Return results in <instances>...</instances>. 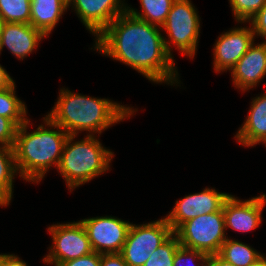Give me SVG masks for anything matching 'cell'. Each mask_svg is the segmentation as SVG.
<instances>
[{
	"mask_svg": "<svg viewBox=\"0 0 266 266\" xmlns=\"http://www.w3.org/2000/svg\"><path fill=\"white\" fill-rule=\"evenodd\" d=\"M95 39L91 49L128 65L150 82L177 87L182 83L175 60L166 50L161 28L127 10Z\"/></svg>",
	"mask_w": 266,
	"mask_h": 266,
	"instance_id": "cell-1",
	"label": "cell"
},
{
	"mask_svg": "<svg viewBox=\"0 0 266 266\" xmlns=\"http://www.w3.org/2000/svg\"><path fill=\"white\" fill-rule=\"evenodd\" d=\"M55 105L47 116L69 135L86 131V136H100L108 128L133 116L138 108L111 99L92 97L60 88Z\"/></svg>",
	"mask_w": 266,
	"mask_h": 266,
	"instance_id": "cell-2",
	"label": "cell"
},
{
	"mask_svg": "<svg viewBox=\"0 0 266 266\" xmlns=\"http://www.w3.org/2000/svg\"><path fill=\"white\" fill-rule=\"evenodd\" d=\"M42 120L43 124L31 132H28L31 123L29 118L20 125L13 146L19 177L35 184L43 180L51 167L58 168L69 136L47 115H44Z\"/></svg>",
	"mask_w": 266,
	"mask_h": 266,
	"instance_id": "cell-3",
	"label": "cell"
},
{
	"mask_svg": "<svg viewBox=\"0 0 266 266\" xmlns=\"http://www.w3.org/2000/svg\"><path fill=\"white\" fill-rule=\"evenodd\" d=\"M99 137L84 135L77 141L76 135L68 136L57 171L70 192L111 171L114 152L104 147Z\"/></svg>",
	"mask_w": 266,
	"mask_h": 266,
	"instance_id": "cell-4",
	"label": "cell"
},
{
	"mask_svg": "<svg viewBox=\"0 0 266 266\" xmlns=\"http://www.w3.org/2000/svg\"><path fill=\"white\" fill-rule=\"evenodd\" d=\"M191 0H175L161 27L167 52L174 58L173 49L189 59L195 57L200 37L201 17ZM167 36V37H165ZM172 46V47H171ZM176 46V47H175Z\"/></svg>",
	"mask_w": 266,
	"mask_h": 266,
	"instance_id": "cell-5",
	"label": "cell"
},
{
	"mask_svg": "<svg viewBox=\"0 0 266 266\" xmlns=\"http://www.w3.org/2000/svg\"><path fill=\"white\" fill-rule=\"evenodd\" d=\"M173 233L181 246L201 251L209 256L218 254L228 238L222 209L190 219Z\"/></svg>",
	"mask_w": 266,
	"mask_h": 266,
	"instance_id": "cell-6",
	"label": "cell"
},
{
	"mask_svg": "<svg viewBox=\"0 0 266 266\" xmlns=\"http://www.w3.org/2000/svg\"><path fill=\"white\" fill-rule=\"evenodd\" d=\"M47 230L53 244L42 259L46 264H59L93 252L87 232L80 220L49 225Z\"/></svg>",
	"mask_w": 266,
	"mask_h": 266,
	"instance_id": "cell-7",
	"label": "cell"
},
{
	"mask_svg": "<svg viewBox=\"0 0 266 266\" xmlns=\"http://www.w3.org/2000/svg\"><path fill=\"white\" fill-rule=\"evenodd\" d=\"M93 252L120 253L126 241L131 222L115 216H96L81 219Z\"/></svg>",
	"mask_w": 266,
	"mask_h": 266,
	"instance_id": "cell-8",
	"label": "cell"
},
{
	"mask_svg": "<svg viewBox=\"0 0 266 266\" xmlns=\"http://www.w3.org/2000/svg\"><path fill=\"white\" fill-rule=\"evenodd\" d=\"M230 195L229 193L218 192L212 187H205L198 193L185 195V197L177 200L165 219L174 232L181 224L190 219L220 211Z\"/></svg>",
	"mask_w": 266,
	"mask_h": 266,
	"instance_id": "cell-9",
	"label": "cell"
},
{
	"mask_svg": "<svg viewBox=\"0 0 266 266\" xmlns=\"http://www.w3.org/2000/svg\"><path fill=\"white\" fill-rule=\"evenodd\" d=\"M255 39L250 25L232 27L221 33L213 45L212 63L215 73L230 72Z\"/></svg>",
	"mask_w": 266,
	"mask_h": 266,
	"instance_id": "cell-10",
	"label": "cell"
},
{
	"mask_svg": "<svg viewBox=\"0 0 266 266\" xmlns=\"http://www.w3.org/2000/svg\"><path fill=\"white\" fill-rule=\"evenodd\" d=\"M125 0H68L86 29L95 38L119 15L126 11Z\"/></svg>",
	"mask_w": 266,
	"mask_h": 266,
	"instance_id": "cell-11",
	"label": "cell"
},
{
	"mask_svg": "<svg viewBox=\"0 0 266 266\" xmlns=\"http://www.w3.org/2000/svg\"><path fill=\"white\" fill-rule=\"evenodd\" d=\"M266 205V194L245 199L230 195L223 205L225 231L247 233L256 230L262 224V212Z\"/></svg>",
	"mask_w": 266,
	"mask_h": 266,
	"instance_id": "cell-12",
	"label": "cell"
},
{
	"mask_svg": "<svg viewBox=\"0 0 266 266\" xmlns=\"http://www.w3.org/2000/svg\"><path fill=\"white\" fill-rule=\"evenodd\" d=\"M230 73L233 86L243 93L258 87L266 78V41L253 43Z\"/></svg>",
	"mask_w": 266,
	"mask_h": 266,
	"instance_id": "cell-13",
	"label": "cell"
},
{
	"mask_svg": "<svg viewBox=\"0 0 266 266\" xmlns=\"http://www.w3.org/2000/svg\"><path fill=\"white\" fill-rule=\"evenodd\" d=\"M47 38L40 30L31 24L4 23L1 40L0 55L5 47L20 61L26 59L39 47V42Z\"/></svg>",
	"mask_w": 266,
	"mask_h": 266,
	"instance_id": "cell-14",
	"label": "cell"
},
{
	"mask_svg": "<svg viewBox=\"0 0 266 266\" xmlns=\"http://www.w3.org/2000/svg\"><path fill=\"white\" fill-rule=\"evenodd\" d=\"M251 100L246 119L234 136L241 146L248 148L266 143V93Z\"/></svg>",
	"mask_w": 266,
	"mask_h": 266,
	"instance_id": "cell-15",
	"label": "cell"
},
{
	"mask_svg": "<svg viewBox=\"0 0 266 266\" xmlns=\"http://www.w3.org/2000/svg\"><path fill=\"white\" fill-rule=\"evenodd\" d=\"M172 234L171 226L165 217L140 225L132 222L123 247H140L148 253H153Z\"/></svg>",
	"mask_w": 266,
	"mask_h": 266,
	"instance_id": "cell-16",
	"label": "cell"
},
{
	"mask_svg": "<svg viewBox=\"0 0 266 266\" xmlns=\"http://www.w3.org/2000/svg\"><path fill=\"white\" fill-rule=\"evenodd\" d=\"M68 10L67 0H31L30 24L48 38Z\"/></svg>",
	"mask_w": 266,
	"mask_h": 266,
	"instance_id": "cell-17",
	"label": "cell"
},
{
	"mask_svg": "<svg viewBox=\"0 0 266 266\" xmlns=\"http://www.w3.org/2000/svg\"><path fill=\"white\" fill-rule=\"evenodd\" d=\"M17 175L13 147L0 145V207L10 205L14 193V178Z\"/></svg>",
	"mask_w": 266,
	"mask_h": 266,
	"instance_id": "cell-18",
	"label": "cell"
},
{
	"mask_svg": "<svg viewBox=\"0 0 266 266\" xmlns=\"http://www.w3.org/2000/svg\"><path fill=\"white\" fill-rule=\"evenodd\" d=\"M218 254L234 266H250L263 256L252 246L231 237L222 244Z\"/></svg>",
	"mask_w": 266,
	"mask_h": 266,
	"instance_id": "cell-19",
	"label": "cell"
},
{
	"mask_svg": "<svg viewBox=\"0 0 266 266\" xmlns=\"http://www.w3.org/2000/svg\"><path fill=\"white\" fill-rule=\"evenodd\" d=\"M175 0H139L141 11L126 4V10L137 18L162 27ZM140 11V12H139Z\"/></svg>",
	"mask_w": 266,
	"mask_h": 266,
	"instance_id": "cell-20",
	"label": "cell"
},
{
	"mask_svg": "<svg viewBox=\"0 0 266 266\" xmlns=\"http://www.w3.org/2000/svg\"><path fill=\"white\" fill-rule=\"evenodd\" d=\"M15 83L4 89H0V116L10 119L17 127L28 119L27 107L23 100L16 95Z\"/></svg>",
	"mask_w": 266,
	"mask_h": 266,
	"instance_id": "cell-21",
	"label": "cell"
},
{
	"mask_svg": "<svg viewBox=\"0 0 266 266\" xmlns=\"http://www.w3.org/2000/svg\"><path fill=\"white\" fill-rule=\"evenodd\" d=\"M0 15L5 23L30 24L31 0H0Z\"/></svg>",
	"mask_w": 266,
	"mask_h": 266,
	"instance_id": "cell-22",
	"label": "cell"
},
{
	"mask_svg": "<svg viewBox=\"0 0 266 266\" xmlns=\"http://www.w3.org/2000/svg\"><path fill=\"white\" fill-rule=\"evenodd\" d=\"M178 238L173 233L162 245H160L143 266H173L174 256L179 248Z\"/></svg>",
	"mask_w": 266,
	"mask_h": 266,
	"instance_id": "cell-23",
	"label": "cell"
},
{
	"mask_svg": "<svg viewBox=\"0 0 266 266\" xmlns=\"http://www.w3.org/2000/svg\"><path fill=\"white\" fill-rule=\"evenodd\" d=\"M228 1L236 22H248L266 4V0Z\"/></svg>",
	"mask_w": 266,
	"mask_h": 266,
	"instance_id": "cell-24",
	"label": "cell"
},
{
	"mask_svg": "<svg viewBox=\"0 0 266 266\" xmlns=\"http://www.w3.org/2000/svg\"><path fill=\"white\" fill-rule=\"evenodd\" d=\"M208 260L209 255L180 245L175 253L173 266H208Z\"/></svg>",
	"mask_w": 266,
	"mask_h": 266,
	"instance_id": "cell-25",
	"label": "cell"
},
{
	"mask_svg": "<svg viewBox=\"0 0 266 266\" xmlns=\"http://www.w3.org/2000/svg\"><path fill=\"white\" fill-rule=\"evenodd\" d=\"M120 254L128 266H143L151 256L140 247H122Z\"/></svg>",
	"mask_w": 266,
	"mask_h": 266,
	"instance_id": "cell-26",
	"label": "cell"
},
{
	"mask_svg": "<svg viewBox=\"0 0 266 266\" xmlns=\"http://www.w3.org/2000/svg\"><path fill=\"white\" fill-rule=\"evenodd\" d=\"M17 128L10 119L0 116V145L13 147Z\"/></svg>",
	"mask_w": 266,
	"mask_h": 266,
	"instance_id": "cell-27",
	"label": "cell"
},
{
	"mask_svg": "<svg viewBox=\"0 0 266 266\" xmlns=\"http://www.w3.org/2000/svg\"><path fill=\"white\" fill-rule=\"evenodd\" d=\"M236 23H249L255 38L261 37L263 38V41H266V4L248 22Z\"/></svg>",
	"mask_w": 266,
	"mask_h": 266,
	"instance_id": "cell-28",
	"label": "cell"
},
{
	"mask_svg": "<svg viewBox=\"0 0 266 266\" xmlns=\"http://www.w3.org/2000/svg\"><path fill=\"white\" fill-rule=\"evenodd\" d=\"M101 254L97 252H92L83 257L77 259H72L59 264H54V266H100Z\"/></svg>",
	"mask_w": 266,
	"mask_h": 266,
	"instance_id": "cell-29",
	"label": "cell"
},
{
	"mask_svg": "<svg viewBox=\"0 0 266 266\" xmlns=\"http://www.w3.org/2000/svg\"><path fill=\"white\" fill-rule=\"evenodd\" d=\"M100 266H128L120 253L101 254Z\"/></svg>",
	"mask_w": 266,
	"mask_h": 266,
	"instance_id": "cell-30",
	"label": "cell"
},
{
	"mask_svg": "<svg viewBox=\"0 0 266 266\" xmlns=\"http://www.w3.org/2000/svg\"><path fill=\"white\" fill-rule=\"evenodd\" d=\"M0 266H29L27 262L21 259V257L15 254H0Z\"/></svg>",
	"mask_w": 266,
	"mask_h": 266,
	"instance_id": "cell-31",
	"label": "cell"
},
{
	"mask_svg": "<svg viewBox=\"0 0 266 266\" xmlns=\"http://www.w3.org/2000/svg\"><path fill=\"white\" fill-rule=\"evenodd\" d=\"M15 83L14 79L9 75L6 68L0 64V89L8 88Z\"/></svg>",
	"mask_w": 266,
	"mask_h": 266,
	"instance_id": "cell-32",
	"label": "cell"
},
{
	"mask_svg": "<svg viewBox=\"0 0 266 266\" xmlns=\"http://www.w3.org/2000/svg\"><path fill=\"white\" fill-rule=\"evenodd\" d=\"M208 266H234V265L223 259L219 254H213L209 256Z\"/></svg>",
	"mask_w": 266,
	"mask_h": 266,
	"instance_id": "cell-33",
	"label": "cell"
},
{
	"mask_svg": "<svg viewBox=\"0 0 266 266\" xmlns=\"http://www.w3.org/2000/svg\"><path fill=\"white\" fill-rule=\"evenodd\" d=\"M250 266H266V258L263 255L256 262L252 263Z\"/></svg>",
	"mask_w": 266,
	"mask_h": 266,
	"instance_id": "cell-34",
	"label": "cell"
},
{
	"mask_svg": "<svg viewBox=\"0 0 266 266\" xmlns=\"http://www.w3.org/2000/svg\"><path fill=\"white\" fill-rule=\"evenodd\" d=\"M4 23L5 22L3 21L2 16L0 15V40H1V35H2Z\"/></svg>",
	"mask_w": 266,
	"mask_h": 266,
	"instance_id": "cell-35",
	"label": "cell"
}]
</instances>
